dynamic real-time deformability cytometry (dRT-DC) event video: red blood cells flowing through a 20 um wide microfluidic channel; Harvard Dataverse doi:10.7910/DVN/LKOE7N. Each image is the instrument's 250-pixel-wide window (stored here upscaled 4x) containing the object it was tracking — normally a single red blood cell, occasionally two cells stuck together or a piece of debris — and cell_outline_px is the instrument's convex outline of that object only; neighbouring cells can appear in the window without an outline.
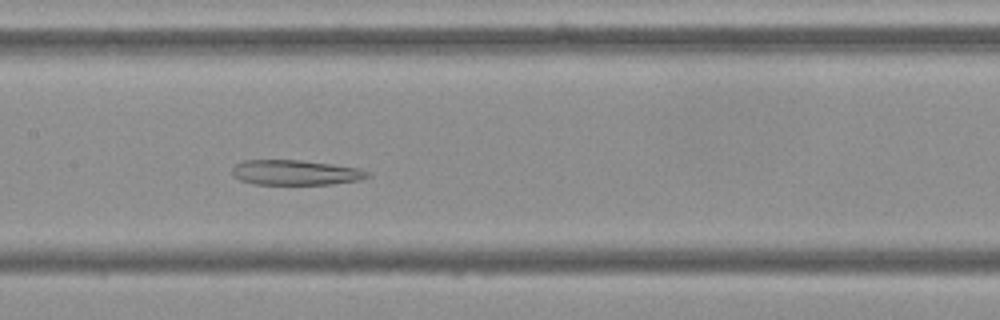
{"species": "Egyptian fruit bat (a non-hibernating species)", "species_latin": "Rousettus aegyptiacus", "temperature_condition": "cold", "stored_images_in_passage": 55, "segment_of_instrument_passage": [1, 2], "camera_frame_rate_fps": 3000, "um_per_image_px": 0.085, "frame": {"image": 1, "passage_image": 26, "time_ms": 8.333, "image_size_px": [1000, 320], "cell_outline_px": [[372, 176], [360, 180], [332, 184], [256, 184], [240, 180], [232, 176], [232, 168], [236, 164], [244, 160], [300, 160], [332, 164], [360, 168], [372, 172]], "centroid_in_image_um": [25.17, 14.66], "position_along_channel_um": 182.2, "area_um2": 19.94}}
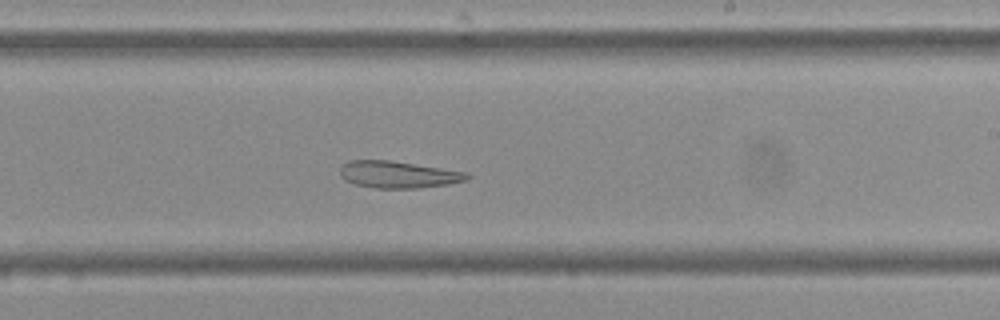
{"frame": {"image": 2, "passage_image": 32, "time_ms": 10.333, "image_size_px": [1000, 320], "cell_outline_px": [[472, 176], [468, 180], [448, 184], [416, 188], [376, 188], [356, 184], [344, 180], [340, 176], [340, 168], [348, 160], [388, 160], [468, 172]], "centroid_in_image_um": [33.86, 14.83], "position_along_channel_um": 255.1, "area_um2": 19.88}}
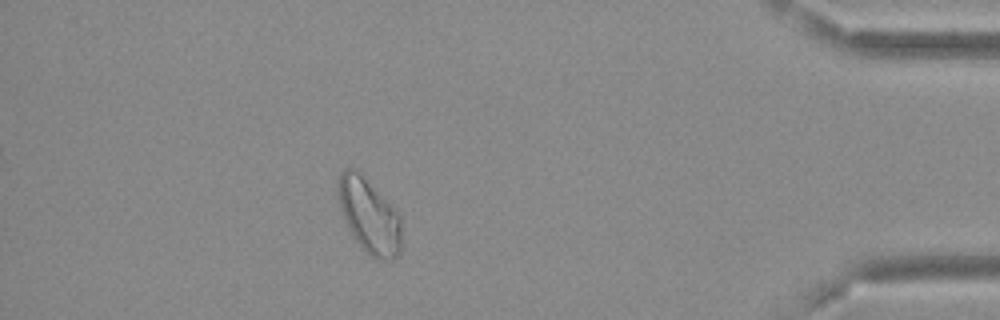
{"frame": {"image": 3, "passage_image": 48, "time_ms": 15.667, "image_size_px": [1000, 320], "cell_outline_px": [[400, 252], [392, 260], [376, 260], [352, 236], [348, 228], [340, 208], [336, 192], [336, 188], [340, 172], [344, 168], [356, 168], [360, 172], [400, 216]], "centroid_in_image_um": [31.33, 18.32], "position_along_channel_um": 403.9, "area_um2": 27.28}}